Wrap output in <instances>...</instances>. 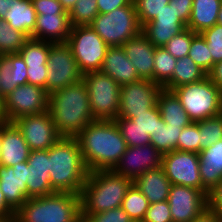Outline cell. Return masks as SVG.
<instances>
[{
  "instance_id": "1",
  "label": "cell",
  "mask_w": 222,
  "mask_h": 222,
  "mask_svg": "<svg viewBox=\"0 0 222 222\" xmlns=\"http://www.w3.org/2000/svg\"><path fill=\"white\" fill-rule=\"evenodd\" d=\"M89 172L113 170L127 144L114 120H95L76 137Z\"/></svg>"
},
{
  "instance_id": "2",
  "label": "cell",
  "mask_w": 222,
  "mask_h": 222,
  "mask_svg": "<svg viewBox=\"0 0 222 222\" xmlns=\"http://www.w3.org/2000/svg\"><path fill=\"white\" fill-rule=\"evenodd\" d=\"M48 111L62 137H76L95 121L83 80L49 94Z\"/></svg>"
},
{
  "instance_id": "3",
  "label": "cell",
  "mask_w": 222,
  "mask_h": 222,
  "mask_svg": "<svg viewBox=\"0 0 222 222\" xmlns=\"http://www.w3.org/2000/svg\"><path fill=\"white\" fill-rule=\"evenodd\" d=\"M51 187L56 192L81 194L89 171L75 137H61L48 149Z\"/></svg>"
},
{
  "instance_id": "4",
  "label": "cell",
  "mask_w": 222,
  "mask_h": 222,
  "mask_svg": "<svg viewBox=\"0 0 222 222\" xmlns=\"http://www.w3.org/2000/svg\"><path fill=\"white\" fill-rule=\"evenodd\" d=\"M132 184V179L116 174L113 170L89 172L80 194L81 214L88 217L121 207Z\"/></svg>"
},
{
  "instance_id": "5",
  "label": "cell",
  "mask_w": 222,
  "mask_h": 222,
  "mask_svg": "<svg viewBox=\"0 0 222 222\" xmlns=\"http://www.w3.org/2000/svg\"><path fill=\"white\" fill-rule=\"evenodd\" d=\"M80 215V195L55 192L27 199L15 212L14 222H75Z\"/></svg>"
},
{
  "instance_id": "6",
  "label": "cell",
  "mask_w": 222,
  "mask_h": 222,
  "mask_svg": "<svg viewBox=\"0 0 222 222\" xmlns=\"http://www.w3.org/2000/svg\"><path fill=\"white\" fill-rule=\"evenodd\" d=\"M172 91L192 122L222 113L221 90L208 75L200 81L179 86Z\"/></svg>"
},
{
  "instance_id": "7",
  "label": "cell",
  "mask_w": 222,
  "mask_h": 222,
  "mask_svg": "<svg viewBox=\"0 0 222 222\" xmlns=\"http://www.w3.org/2000/svg\"><path fill=\"white\" fill-rule=\"evenodd\" d=\"M90 26L109 47L122 46L142 32L134 2L111 12L98 14Z\"/></svg>"
},
{
  "instance_id": "8",
  "label": "cell",
  "mask_w": 222,
  "mask_h": 222,
  "mask_svg": "<svg viewBox=\"0 0 222 222\" xmlns=\"http://www.w3.org/2000/svg\"><path fill=\"white\" fill-rule=\"evenodd\" d=\"M94 120H115L119 113L121 86L101 71L82 74Z\"/></svg>"
},
{
  "instance_id": "9",
  "label": "cell",
  "mask_w": 222,
  "mask_h": 222,
  "mask_svg": "<svg viewBox=\"0 0 222 222\" xmlns=\"http://www.w3.org/2000/svg\"><path fill=\"white\" fill-rule=\"evenodd\" d=\"M66 43L82 74L100 71L109 46L90 25L73 26Z\"/></svg>"
},
{
  "instance_id": "10",
  "label": "cell",
  "mask_w": 222,
  "mask_h": 222,
  "mask_svg": "<svg viewBox=\"0 0 222 222\" xmlns=\"http://www.w3.org/2000/svg\"><path fill=\"white\" fill-rule=\"evenodd\" d=\"M47 66L46 92L48 94L82 80V73L66 42L52 43Z\"/></svg>"
},
{
  "instance_id": "11",
  "label": "cell",
  "mask_w": 222,
  "mask_h": 222,
  "mask_svg": "<svg viewBox=\"0 0 222 222\" xmlns=\"http://www.w3.org/2000/svg\"><path fill=\"white\" fill-rule=\"evenodd\" d=\"M49 94L45 89L31 84L18 86L3 99L6 122L19 117L36 115L48 111Z\"/></svg>"
},
{
  "instance_id": "12",
  "label": "cell",
  "mask_w": 222,
  "mask_h": 222,
  "mask_svg": "<svg viewBox=\"0 0 222 222\" xmlns=\"http://www.w3.org/2000/svg\"><path fill=\"white\" fill-rule=\"evenodd\" d=\"M199 164V153L173 150L162 155L161 167L172 185L188 186L202 191Z\"/></svg>"
},
{
  "instance_id": "13",
  "label": "cell",
  "mask_w": 222,
  "mask_h": 222,
  "mask_svg": "<svg viewBox=\"0 0 222 222\" xmlns=\"http://www.w3.org/2000/svg\"><path fill=\"white\" fill-rule=\"evenodd\" d=\"M162 88L158 83L143 79L121 86L117 117L131 119L137 114L146 113L157 105Z\"/></svg>"
},
{
  "instance_id": "14",
  "label": "cell",
  "mask_w": 222,
  "mask_h": 222,
  "mask_svg": "<svg viewBox=\"0 0 222 222\" xmlns=\"http://www.w3.org/2000/svg\"><path fill=\"white\" fill-rule=\"evenodd\" d=\"M13 123L21 131L31 151L48 150L62 137L58 133L49 111L22 116Z\"/></svg>"
},
{
  "instance_id": "15",
  "label": "cell",
  "mask_w": 222,
  "mask_h": 222,
  "mask_svg": "<svg viewBox=\"0 0 222 222\" xmlns=\"http://www.w3.org/2000/svg\"><path fill=\"white\" fill-rule=\"evenodd\" d=\"M167 201L173 222H192L208 208V197L188 186L172 185Z\"/></svg>"
},
{
  "instance_id": "16",
  "label": "cell",
  "mask_w": 222,
  "mask_h": 222,
  "mask_svg": "<svg viewBox=\"0 0 222 222\" xmlns=\"http://www.w3.org/2000/svg\"><path fill=\"white\" fill-rule=\"evenodd\" d=\"M162 155L151 143L138 147H127L113 171L134 180L147 170L161 166Z\"/></svg>"
},
{
  "instance_id": "17",
  "label": "cell",
  "mask_w": 222,
  "mask_h": 222,
  "mask_svg": "<svg viewBox=\"0 0 222 222\" xmlns=\"http://www.w3.org/2000/svg\"><path fill=\"white\" fill-rule=\"evenodd\" d=\"M28 199L47 196L56 191L51 187L48 150H33L26 161Z\"/></svg>"
},
{
  "instance_id": "18",
  "label": "cell",
  "mask_w": 222,
  "mask_h": 222,
  "mask_svg": "<svg viewBox=\"0 0 222 222\" xmlns=\"http://www.w3.org/2000/svg\"><path fill=\"white\" fill-rule=\"evenodd\" d=\"M185 28H187V25L176 16L172 7L167 5L159 15L142 27V33L153 46L164 47L174 35Z\"/></svg>"
},
{
  "instance_id": "19",
  "label": "cell",
  "mask_w": 222,
  "mask_h": 222,
  "mask_svg": "<svg viewBox=\"0 0 222 222\" xmlns=\"http://www.w3.org/2000/svg\"><path fill=\"white\" fill-rule=\"evenodd\" d=\"M126 56L133 63L140 79L153 81L156 47L141 32L122 45Z\"/></svg>"
},
{
  "instance_id": "20",
  "label": "cell",
  "mask_w": 222,
  "mask_h": 222,
  "mask_svg": "<svg viewBox=\"0 0 222 222\" xmlns=\"http://www.w3.org/2000/svg\"><path fill=\"white\" fill-rule=\"evenodd\" d=\"M0 166L12 167L21 162H26L30 155V148L21 131L13 122L2 123V146Z\"/></svg>"
},
{
  "instance_id": "21",
  "label": "cell",
  "mask_w": 222,
  "mask_h": 222,
  "mask_svg": "<svg viewBox=\"0 0 222 222\" xmlns=\"http://www.w3.org/2000/svg\"><path fill=\"white\" fill-rule=\"evenodd\" d=\"M71 28L69 13L66 11L63 14L37 15L31 38L51 43H64L68 40Z\"/></svg>"
},
{
  "instance_id": "22",
  "label": "cell",
  "mask_w": 222,
  "mask_h": 222,
  "mask_svg": "<svg viewBox=\"0 0 222 222\" xmlns=\"http://www.w3.org/2000/svg\"><path fill=\"white\" fill-rule=\"evenodd\" d=\"M100 71L110 76L120 86L140 80L122 46L109 47Z\"/></svg>"
},
{
  "instance_id": "23",
  "label": "cell",
  "mask_w": 222,
  "mask_h": 222,
  "mask_svg": "<svg viewBox=\"0 0 222 222\" xmlns=\"http://www.w3.org/2000/svg\"><path fill=\"white\" fill-rule=\"evenodd\" d=\"M133 184L148 199L149 204L166 201L172 186L161 166L145 171L133 180Z\"/></svg>"
},
{
  "instance_id": "24",
  "label": "cell",
  "mask_w": 222,
  "mask_h": 222,
  "mask_svg": "<svg viewBox=\"0 0 222 222\" xmlns=\"http://www.w3.org/2000/svg\"><path fill=\"white\" fill-rule=\"evenodd\" d=\"M0 190L6 202L17 211L28 199V188L21 178L13 172V167L0 166Z\"/></svg>"
},
{
  "instance_id": "25",
  "label": "cell",
  "mask_w": 222,
  "mask_h": 222,
  "mask_svg": "<svg viewBox=\"0 0 222 222\" xmlns=\"http://www.w3.org/2000/svg\"><path fill=\"white\" fill-rule=\"evenodd\" d=\"M222 0H193L192 11L187 28L195 33L217 24Z\"/></svg>"
},
{
  "instance_id": "26",
  "label": "cell",
  "mask_w": 222,
  "mask_h": 222,
  "mask_svg": "<svg viewBox=\"0 0 222 222\" xmlns=\"http://www.w3.org/2000/svg\"><path fill=\"white\" fill-rule=\"evenodd\" d=\"M157 105L163 121L170 126L184 128L192 122L179 99L171 90L162 88L158 94Z\"/></svg>"
},
{
  "instance_id": "27",
  "label": "cell",
  "mask_w": 222,
  "mask_h": 222,
  "mask_svg": "<svg viewBox=\"0 0 222 222\" xmlns=\"http://www.w3.org/2000/svg\"><path fill=\"white\" fill-rule=\"evenodd\" d=\"M36 16L31 0H15L12 8L6 14L5 20L13 29L21 31L31 38L36 25Z\"/></svg>"
},
{
  "instance_id": "28",
  "label": "cell",
  "mask_w": 222,
  "mask_h": 222,
  "mask_svg": "<svg viewBox=\"0 0 222 222\" xmlns=\"http://www.w3.org/2000/svg\"><path fill=\"white\" fill-rule=\"evenodd\" d=\"M206 76L207 73L189 56H186L177 59L172 78L163 86V88L172 91L179 86L200 81Z\"/></svg>"
},
{
  "instance_id": "29",
  "label": "cell",
  "mask_w": 222,
  "mask_h": 222,
  "mask_svg": "<svg viewBox=\"0 0 222 222\" xmlns=\"http://www.w3.org/2000/svg\"><path fill=\"white\" fill-rule=\"evenodd\" d=\"M180 126L166 124L162 117L158 119L157 129L150 135V143L161 153L177 150V140L182 132Z\"/></svg>"
},
{
  "instance_id": "30",
  "label": "cell",
  "mask_w": 222,
  "mask_h": 222,
  "mask_svg": "<svg viewBox=\"0 0 222 222\" xmlns=\"http://www.w3.org/2000/svg\"><path fill=\"white\" fill-rule=\"evenodd\" d=\"M29 38L13 29L5 19H0V55L19 53Z\"/></svg>"
},
{
  "instance_id": "31",
  "label": "cell",
  "mask_w": 222,
  "mask_h": 222,
  "mask_svg": "<svg viewBox=\"0 0 222 222\" xmlns=\"http://www.w3.org/2000/svg\"><path fill=\"white\" fill-rule=\"evenodd\" d=\"M177 59L163 47H156L154 54L153 82L162 87L172 78Z\"/></svg>"
},
{
  "instance_id": "32",
  "label": "cell",
  "mask_w": 222,
  "mask_h": 222,
  "mask_svg": "<svg viewBox=\"0 0 222 222\" xmlns=\"http://www.w3.org/2000/svg\"><path fill=\"white\" fill-rule=\"evenodd\" d=\"M121 208L132 220H144L149 202L141 191L132 184L122 201Z\"/></svg>"
},
{
  "instance_id": "33",
  "label": "cell",
  "mask_w": 222,
  "mask_h": 222,
  "mask_svg": "<svg viewBox=\"0 0 222 222\" xmlns=\"http://www.w3.org/2000/svg\"><path fill=\"white\" fill-rule=\"evenodd\" d=\"M51 42L29 38L19 53L26 65H47Z\"/></svg>"
},
{
  "instance_id": "34",
  "label": "cell",
  "mask_w": 222,
  "mask_h": 222,
  "mask_svg": "<svg viewBox=\"0 0 222 222\" xmlns=\"http://www.w3.org/2000/svg\"><path fill=\"white\" fill-rule=\"evenodd\" d=\"M118 125L122 137L126 141L127 147H138L150 144V135L131 119L117 117L115 120Z\"/></svg>"
},
{
  "instance_id": "35",
  "label": "cell",
  "mask_w": 222,
  "mask_h": 222,
  "mask_svg": "<svg viewBox=\"0 0 222 222\" xmlns=\"http://www.w3.org/2000/svg\"><path fill=\"white\" fill-rule=\"evenodd\" d=\"M197 123L200 130L201 151L222 140V113Z\"/></svg>"
},
{
  "instance_id": "36",
  "label": "cell",
  "mask_w": 222,
  "mask_h": 222,
  "mask_svg": "<svg viewBox=\"0 0 222 222\" xmlns=\"http://www.w3.org/2000/svg\"><path fill=\"white\" fill-rule=\"evenodd\" d=\"M99 14L97 0H78L69 12L73 26L90 25Z\"/></svg>"
},
{
  "instance_id": "37",
  "label": "cell",
  "mask_w": 222,
  "mask_h": 222,
  "mask_svg": "<svg viewBox=\"0 0 222 222\" xmlns=\"http://www.w3.org/2000/svg\"><path fill=\"white\" fill-rule=\"evenodd\" d=\"M209 51L205 39L197 33L192 39L188 56L207 74L212 70V56Z\"/></svg>"
},
{
  "instance_id": "38",
  "label": "cell",
  "mask_w": 222,
  "mask_h": 222,
  "mask_svg": "<svg viewBox=\"0 0 222 222\" xmlns=\"http://www.w3.org/2000/svg\"><path fill=\"white\" fill-rule=\"evenodd\" d=\"M196 34L197 33L193 32L189 28H185L177 35H174L163 48L175 59L186 57L189 54L192 39Z\"/></svg>"
},
{
  "instance_id": "39",
  "label": "cell",
  "mask_w": 222,
  "mask_h": 222,
  "mask_svg": "<svg viewBox=\"0 0 222 222\" xmlns=\"http://www.w3.org/2000/svg\"><path fill=\"white\" fill-rule=\"evenodd\" d=\"M141 27L151 22L170 0H133Z\"/></svg>"
},
{
  "instance_id": "40",
  "label": "cell",
  "mask_w": 222,
  "mask_h": 222,
  "mask_svg": "<svg viewBox=\"0 0 222 222\" xmlns=\"http://www.w3.org/2000/svg\"><path fill=\"white\" fill-rule=\"evenodd\" d=\"M177 150L201 153L200 130L197 122H191L182 129L177 140Z\"/></svg>"
},
{
  "instance_id": "41",
  "label": "cell",
  "mask_w": 222,
  "mask_h": 222,
  "mask_svg": "<svg viewBox=\"0 0 222 222\" xmlns=\"http://www.w3.org/2000/svg\"><path fill=\"white\" fill-rule=\"evenodd\" d=\"M212 56V68L215 63L222 61V26L215 24L201 33Z\"/></svg>"
},
{
  "instance_id": "42",
  "label": "cell",
  "mask_w": 222,
  "mask_h": 222,
  "mask_svg": "<svg viewBox=\"0 0 222 222\" xmlns=\"http://www.w3.org/2000/svg\"><path fill=\"white\" fill-rule=\"evenodd\" d=\"M12 61L6 55H0V97L4 99L18 86L14 83Z\"/></svg>"
},
{
  "instance_id": "43",
  "label": "cell",
  "mask_w": 222,
  "mask_h": 222,
  "mask_svg": "<svg viewBox=\"0 0 222 222\" xmlns=\"http://www.w3.org/2000/svg\"><path fill=\"white\" fill-rule=\"evenodd\" d=\"M199 172L202 180V192L208 197L209 193L222 180V170L213 165L199 164Z\"/></svg>"
},
{
  "instance_id": "44",
  "label": "cell",
  "mask_w": 222,
  "mask_h": 222,
  "mask_svg": "<svg viewBox=\"0 0 222 222\" xmlns=\"http://www.w3.org/2000/svg\"><path fill=\"white\" fill-rule=\"evenodd\" d=\"M161 117L158 105L146 111V113L137 114L134 118H131L133 122L136 123L149 135L155 132L158 125V119Z\"/></svg>"
},
{
  "instance_id": "45",
  "label": "cell",
  "mask_w": 222,
  "mask_h": 222,
  "mask_svg": "<svg viewBox=\"0 0 222 222\" xmlns=\"http://www.w3.org/2000/svg\"><path fill=\"white\" fill-rule=\"evenodd\" d=\"M144 222H173L168 201L149 204Z\"/></svg>"
},
{
  "instance_id": "46",
  "label": "cell",
  "mask_w": 222,
  "mask_h": 222,
  "mask_svg": "<svg viewBox=\"0 0 222 222\" xmlns=\"http://www.w3.org/2000/svg\"><path fill=\"white\" fill-rule=\"evenodd\" d=\"M200 164L213 165L222 170V140L201 151Z\"/></svg>"
},
{
  "instance_id": "47",
  "label": "cell",
  "mask_w": 222,
  "mask_h": 222,
  "mask_svg": "<svg viewBox=\"0 0 222 222\" xmlns=\"http://www.w3.org/2000/svg\"><path fill=\"white\" fill-rule=\"evenodd\" d=\"M91 222H132L133 220L121 208L110 209L101 213L90 214Z\"/></svg>"
},
{
  "instance_id": "48",
  "label": "cell",
  "mask_w": 222,
  "mask_h": 222,
  "mask_svg": "<svg viewBox=\"0 0 222 222\" xmlns=\"http://www.w3.org/2000/svg\"><path fill=\"white\" fill-rule=\"evenodd\" d=\"M6 56L12 61L11 73H13L14 83L17 86L27 84V65L20 53L7 54Z\"/></svg>"
},
{
  "instance_id": "49",
  "label": "cell",
  "mask_w": 222,
  "mask_h": 222,
  "mask_svg": "<svg viewBox=\"0 0 222 222\" xmlns=\"http://www.w3.org/2000/svg\"><path fill=\"white\" fill-rule=\"evenodd\" d=\"M47 65H27L28 84L39 86L46 90Z\"/></svg>"
},
{
  "instance_id": "50",
  "label": "cell",
  "mask_w": 222,
  "mask_h": 222,
  "mask_svg": "<svg viewBox=\"0 0 222 222\" xmlns=\"http://www.w3.org/2000/svg\"><path fill=\"white\" fill-rule=\"evenodd\" d=\"M36 15L63 14L61 3L58 0H31Z\"/></svg>"
},
{
  "instance_id": "51",
  "label": "cell",
  "mask_w": 222,
  "mask_h": 222,
  "mask_svg": "<svg viewBox=\"0 0 222 222\" xmlns=\"http://www.w3.org/2000/svg\"><path fill=\"white\" fill-rule=\"evenodd\" d=\"M176 16L186 25L190 20L193 0H170L169 4Z\"/></svg>"
},
{
  "instance_id": "52",
  "label": "cell",
  "mask_w": 222,
  "mask_h": 222,
  "mask_svg": "<svg viewBox=\"0 0 222 222\" xmlns=\"http://www.w3.org/2000/svg\"><path fill=\"white\" fill-rule=\"evenodd\" d=\"M208 207L216 212L222 219V180L220 183L209 193Z\"/></svg>"
},
{
  "instance_id": "53",
  "label": "cell",
  "mask_w": 222,
  "mask_h": 222,
  "mask_svg": "<svg viewBox=\"0 0 222 222\" xmlns=\"http://www.w3.org/2000/svg\"><path fill=\"white\" fill-rule=\"evenodd\" d=\"M133 0H97L99 14H104L115 10L116 8L127 6Z\"/></svg>"
},
{
  "instance_id": "54",
  "label": "cell",
  "mask_w": 222,
  "mask_h": 222,
  "mask_svg": "<svg viewBox=\"0 0 222 222\" xmlns=\"http://www.w3.org/2000/svg\"><path fill=\"white\" fill-rule=\"evenodd\" d=\"M15 210L6 202L4 194L0 190V221H14Z\"/></svg>"
},
{
  "instance_id": "55",
  "label": "cell",
  "mask_w": 222,
  "mask_h": 222,
  "mask_svg": "<svg viewBox=\"0 0 222 222\" xmlns=\"http://www.w3.org/2000/svg\"><path fill=\"white\" fill-rule=\"evenodd\" d=\"M207 75L211 81L222 90V61L215 63L212 70Z\"/></svg>"
},
{
  "instance_id": "56",
  "label": "cell",
  "mask_w": 222,
  "mask_h": 222,
  "mask_svg": "<svg viewBox=\"0 0 222 222\" xmlns=\"http://www.w3.org/2000/svg\"><path fill=\"white\" fill-rule=\"evenodd\" d=\"M192 222H222V219L216 212L212 211L208 207L199 216H197Z\"/></svg>"
},
{
  "instance_id": "57",
  "label": "cell",
  "mask_w": 222,
  "mask_h": 222,
  "mask_svg": "<svg viewBox=\"0 0 222 222\" xmlns=\"http://www.w3.org/2000/svg\"><path fill=\"white\" fill-rule=\"evenodd\" d=\"M13 172H16V174L21 178L23 183H26V162L17 163L12 166Z\"/></svg>"
},
{
  "instance_id": "58",
  "label": "cell",
  "mask_w": 222,
  "mask_h": 222,
  "mask_svg": "<svg viewBox=\"0 0 222 222\" xmlns=\"http://www.w3.org/2000/svg\"><path fill=\"white\" fill-rule=\"evenodd\" d=\"M15 0H0V19H5L9 9L12 8Z\"/></svg>"
},
{
  "instance_id": "59",
  "label": "cell",
  "mask_w": 222,
  "mask_h": 222,
  "mask_svg": "<svg viewBox=\"0 0 222 222\" xmlns=\"http://www.w3.org/2000/svg\"><path fill=\"white\" fill-rule=\"evenodd\" d=\"M66 12H70L78 0H58Z\"/></svg>"
},
{
  "instance_id": "60",
  "label": "cell",
  "mask_w": 222,
  "mask_h": 222,
  "mask_svg": "<svg viewBox=\"0 0 222 222\" xmlns=\"http://www.w3.org/2000/svg\"><path fill=\"white\" fill-rule=\"evenodd\" d=\"M6 122L3 111V99L0 97V124Z\"/></svg>"
},
{
  "instance_id": "61",
  "label": "cell",
  "mask_w": 222,
  "mask_h": 222,
  "mask_svg": "<svg viewBox=\"0 0 222 222\" xmlns=\"http://www.w3.org/2000/svg\"><path fill=\"white\" fill-rule=\"evenodd\" d=\"M75 222H91L88 217H85L84 215H80Z\"/></svg>"
},
{
  "instance_id": "62",
  "label": "cell",
  "mask_w": 222,
  "mask_h": 222,
  "mask_svg": "<svg viewBox=\"0 0 222 222\" xmlns=\"http://www.w3.org/2000/svg\"><path fill=\"white\" fill-rule=\"evenodd\" d=\"M217 24L222 26V3H221L220 10H219V13H218Z\"/></svg>"
},
{
  "instance_id": "63",
  "label": "cell",
  "mask_w": 222,
  "mask_h": 222,
  "mask_svg": "<svg viewBox=\"0 0 222 222\" xmlns=\"http://www.w3.org/2000/svg\"><path fill=\"white\" fill-rule=\"evenodd\" d=\"M1 146H2V123L0 124V154H1Z\"/></svg>"
},
{
  "instance_id": "64",
  "label": "cell",
  "mask_w": 222,
  "mask_h": 222,
  "mask_svg": "<svg viewBox=\"0 0 222 222\" xmlns=\"http://www.w3.org/2000/svg\"><path fill=\"white\" fill-rule=\"evenodd\" d=\"M132 222H144L143 220H133Z\"/></svg>"
}]
</instances>
